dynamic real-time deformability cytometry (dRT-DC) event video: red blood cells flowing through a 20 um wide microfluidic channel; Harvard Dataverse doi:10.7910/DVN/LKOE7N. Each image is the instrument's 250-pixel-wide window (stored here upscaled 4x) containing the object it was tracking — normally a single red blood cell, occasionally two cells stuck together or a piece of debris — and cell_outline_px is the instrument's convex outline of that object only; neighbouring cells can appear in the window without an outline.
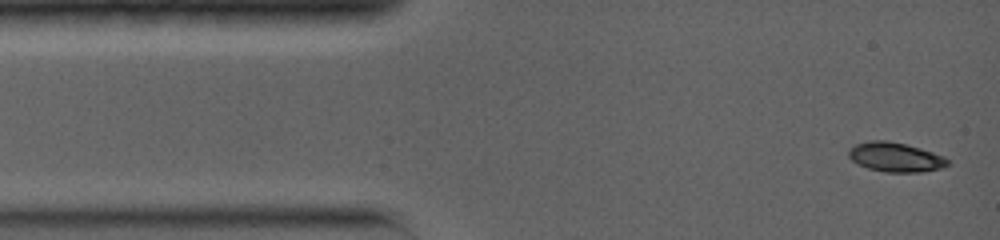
{"species": "common noctule bat (a hibernating species)", "species_latin": "Nyctalus noctula", "temperature_condition": "warm", "stored_images_in_passage": 9, "camera_frame_rate_fps": 5000, "um_per_image_px": 0.085, "animal": {"sex": "female", "body_mass_g": 19.0, "forearm_length_mm": 56.7}, "frame": {"image": 1, "passage_image": 1, "time_ms": 0.0, "image_size_px": [1000, 240], "cell_outline_px": [[948, 164], [940, 168], [920, 172], [884, 172], [868, 168], [852, 160], [848, 156], [848, 148], [856, 144], [868, 140], [888, 140], [920, 148], [944, 156], [948, 160]], "centroid_in_image_um": [76.07, 13.34], "position_along_channel_um": 8.9, "area_um2": 16.88}}
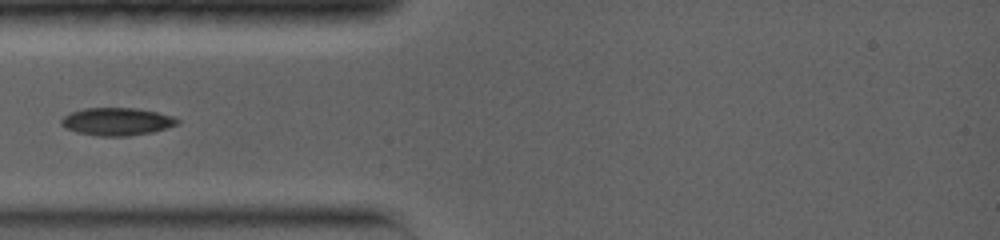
{"frame": {"image": 2, "passage_image": 6, "time_ms": 3.4, "image_size_px": [1000, 240], "cell_outline_px": [[180, 124], [152, 132], [128, 136], [100, 136], [80, 132], [64, 128], [60, 124], [60, 120], [64, 116], [72, 112], [84, 108], [136, 108], [156, 112], [172, 116], [180, 120]], "centroid_in_image_um": [9.95, 10.33], "position_along_channel_um": 75.1, "area_um2": 18.67}}
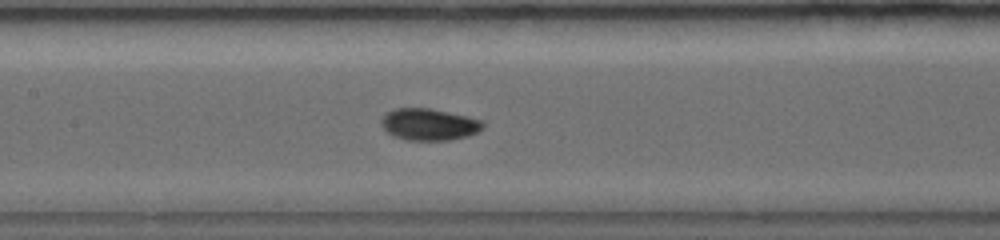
{"frame": {"image": 3, "passage_image": 9, "time_ms": 5.8, "image_size_px": [1000, 240], "cell_outline_px": [[484, 128], [468, 136], [448, 140], [408, 140], [392, 136], [380, 124], [380, 120], [392, 108], [432, 108], [468, 116], [484, 120]], "centroid_in_image_um": [36.48, 10.56], "position_along_channel_um": 170.9, "area_um2": 19.02}}